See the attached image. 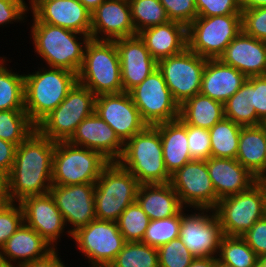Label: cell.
Listing matches in <instances>:
<instances>
[{"label": "cell", "mask_w": 266, "mask_h": 267, "mask_svg": "<svg viewBox=\"0 0 266 267\" xmlns=\"http://www.w3.org/2000/svg\"><path fill=\"white\" fill-rule=\"evenodd\" d=\"M55 144L35 130L17 146L9 172V199L12 202L49 193Z\"/></svg>", "instance_id": "cell-1"}, {"label": "cell", "mask_w": 266, "mask_h": 267, "mask_svg": "<svg viewBox=\"0 0 266 267\" xmlns=\"http://www.w3.org/2000/svg\"><path fill=\"white\" fill-rule=\"evenodd\" d=\"M31 21L30 39L34 51L47 64V68H63L78 74L90 35L38 22L34 17Z\"/></svg>", "instance_id": "cell-2"}, {"label": "cell", "mask_w": 266, "mask_h": 267, "mask_svg": "<svg viewBox=\"0 0 266 267\" xmlns=\"http://www.w3.org/2000/svg\"><path fill=\"white\" fill-rule=\"evenodd\" d=\"M34 71L24 74V107L30 120L37 125L65 99L77 82V74L45 66Z\"/></svg>", "instance_id": "cell-3"}, {"label": "cell", "mask_w": 266, "mask_h": 267, "mask_svg": "<svg viewBox=\"0 0 266 267\" xmlns=\"http://www.w3.org/2000/svg\"><path fill=\"white\" fill-rule=\"evenodd\" d=\"M117 162L140 184L169 183L171 180L164 164L161 136L155 126L148 125L130 138Z\"/></svg>", "instance_id": "cell-4"}, {"label": "cell", "mask_w": 266, "mask_h": 267, "mask_svg": "<svg viewBox=\"0 0 266 267\" xmlns=\"http://www.w3.org/2000/svg\"><path fill=\"white\" fill-rule=\"evenodd\" d=\"M77 82L95 96L123 92L120 57L115 41L90 39L87 42Z\"/></svg>", "instance_id": "cell-5"}, {"label": "cell", "mask_w": 266, "mask_h": 267, "mask_svg": "<svg viewBox=\"0 0 266 267\" xmlns=\"http://www.w3.org/2000/svg\"><path fill=\"white\" fill-rule=\"evenodd\" d=\"M140 183L118 162H110L95 183V214L98 220L116 222L136 201Z\"/></svg>", "instance_id": "cell-6"}, {"label": "cell", "mask_w": 266, "mask_h": 267, "mask_svg": "<svg viewBox=\"0 0 266 267\" xmlns=\"http://www.w3.org/2000/svg\"><path fill=\"white\" fill-rule=\"evenodd\" d=\"M109 163L98 151L58 141L53 152L52 185L96 183Z\"/></svg>", "instance_id": "cell-7"}, {"label": "cell", "mask_w": 266, "mask_h": 267, "mask_svg": "<svg viewBox=\"0 0 266 267\" xmlns=\"http://www.w3.org/2000/svg\"><path fill=\"white\" fill-rule=\"evenodd\" d=\"M225 236H242L266 216V181L258 180L246 191L226 196L214 209Z\"/></svg>", "instance_id": "cell-8"}, {"label": "cell", "mask_w": 266, "mask_h": 267, "mask_svg": "<svg viewBox=\"0 0 266 267\" xmlns=\"http://www.w3.org/2000/svg\"><path fill=\"white\" fill-rule=\"evenodd\" d=\"M95 98L86 86L76 82L58 107L36 125V130L52 141H68L77 126L94 112Z\"/></svg>", "instance_id": "cell-9"}, {"label": "cell", "mask_w": 266, "mask_h": 267, "mask_svg": "<svg viewBox=\"0 0 266 267\" xmlns=\"http://www.w3.org/2000/svg\"><path fill=\"white\" fill-rule=\"evenodd\" d=\"M241 31V14L197 17L187 27V48L201 57L219 59Z\"/></svg>", "instance_id": "cell-10"}, {"label": "cell", "mask_w": 266, "mask_h": 267, "mask_svg": "<svg viewBox=\"0 0 266 267\" xmlns=\"http://www.w3.org/2000/svg\"><path fill=\"white\" fill-rule=\"evenodd\" d=\"M207 58L186 48L182 53L157 61V68L179 106L200 93Z\"/></svg>", "instance_id": "cell-11"}, {"label": "cell", "mask_w": 266, "mask_h": 267, "mask_svg": "<svg viewBox=\"0 0 266 267\" xmlns=\"http://www.w3.org/2000/svg\"><path fill=\"white\" fill-rule=\"evenodd\" d=\"M129 94L147 125L154 126L179 118L180 106L158 68L132 88Z\"/></svg>", "instance_id": "cell-12"}, {"label": "cell", "mask_w": 266, "mask_h": 267, "mask_svg": "<svg viewBox=\"0 0 266 267\" xmlns=\"http://www.w3.org/2000/svg\"><path fill=\"white\" fill-rule=\"evenodd\" d=\"M71 239L88 263L110 264L126 243L117 222L98 219L78 228Z\"/></svg>", "instance_id": "cell-13"}, {"label": "cell", "mask_w": 266, "mask_h": 267, "mask_svg": "<svg viewBox=\"0 0 266 267\" xmlns=\"http://www.w3.org/2000/svg\"><path fill=\"white\" fill-rule=\"evenodd\" d=\"M170 183L184 208L214 210L218 204L207 160L187 162L171 175Z\"/></svg>", "instance_id": "cell-14"}, {"label": "cell", "mask_w": 266, "mask_h": 267, "mask_svg": "<svg viewBox=\"0 0 266 267\" xmlns=\"http://www.w3.org/2000/svg\"><path fill=\"white\" fill-rule=\"evenodd\" d=\"M189 213L181 217L180 239L195 258L217 257L224 234L215 211L196 209Z\"/></svg>", "instance_id": "cell-15"}, {"label": "cell", "mask_w": 266, "mask_h": 267, "mask_svg": "<svg viewBox=\"0 0 266 267\" xmlns=\"http://www.w3.org/2000/svg\"><path fill=\"white\" fill-rule=\"evenodd\" d=\"M50 194L70 228L66 231L72 238L78 228L97 219L95 214V183L76 185H52Z\"/></svg>", "instance_id": "cell-16"}, {"label": "cell", "mask_w": 266, "mask_h": 267, "mask_svg": "<svg viewBox=\"0 0 266 267\" xmlns=\"http://www.w3.org/2000/svg\"><path fill=\"white\" fill-rule=\"evenodd\" d=\"M94 111L115 131L124 144L148 126L129 92L96 96Z\"/></svg>", "instance_id": "cell-17"}, {"label": "cell", "mask_w": 266, "mask_h": 267, "mask_svg": "<svg viewBox=\"0 0 266 267\" xmlns=\"http://www.w3.org/2000/svg\"><path fill=\"white\" fill-rule=\"evenodd\" d=\"M19 203L23 210L24 223L56 249L66 224L50 192L24 198Z\"/></svg>", "instance_id": "cell-18"}, {"label": "cell", "mask_w": 266, "mask_h": 267, "mask_svg": "<svg viewBox=\"0 0 266 267\" xmlns=\"http://www.w3.org/2000/svg\"><path fill=\"white\" fill-rule=\"evenodd\" d=\"M29 11L38 22L90 35L91 12L79 0L29 1Z\"/></svg>", "instance_id": "cell-19"}, {"label": "cell", "mask_w": 266, "mask_h": 267, "mask_svg": "<svg viewBox=\"0 0 266 267\" xmlns=\"http://www.w3.org/2000/svg\"><path fill=\"white\" fill-rule=\"evenodd\" d=\"M134 35L128 0H105L91 13V39L114 41Z\"/></svg>", "instance_id": "cell-20"}, {"label": "cell", "mask_w": 266, "mask_h": 267, "mask_svg": "<svg viewBox=\"0 0 266 267\" xmlns=\"http://www.w3.org/2000/svg\"><path fill=\"white\" fill-rule=\"evenodd\" d=\"M68 142L98 151L110 162H117L124 150V143L95 111L77 126Z\"/></svg>", "instance_id": "cell-21"}, {"label": "cell", "mask_w": 266, "mask_h": 267, "mask_svg": "<svg viewBox=\"0 0 266 267\" xmlns=\"http://www.w3.org/2000/svg\"><path fill=\"white\" fill-rule=\"evenodd\" d=\"M114 41L120 57L123 92H129L157 69V61L138 34Z\"/></svg>", "instance_id": "cell-22"}, {"label": "cell", "mask_w": 266, "mask_h": 267, "mask_svg": "<svg viewBox=\"0 0 266 267\" xmlns=\"http://www.w3.org/2000/svg\"><path fill=\"white\" fill-rule=\"evenodd\" d=\"M219 59L247 78L266 75V42L241 31L226 47Z\"/></svg>", "instance_id": "cell-23"}, {"label": "cell", "mask_w": 266, "mask_h": 267, "mask_svg": "<svg viewBox=\"0 0 266 267\" xmlns=\"http://www.w3.org/2000/svg\"><path fill=\"white\" fill-rule=\"evenodd\" d=\"M207 168L219 200L246 191L258 181L236 159L210 157Z\"/></svg>", "instance_id": "cell-24"}, {"label": "cell", "mask_w": 266, "mask_h": 267, "mask_svg": "<svg viewBox=\"0 0 266 267\" xmlns=\"http://www.w3.org/2000/svg\"><path fill=\"white\" fill-rule=\"evenodd\" d=\"M246 80L244 74L220 59H207L200 93L224 104Z\"/></svg>", "instance_id": "cell-25"}, {"label": "cell", "mask_w": 266, "mask_h": 267, "mask_svg": "<svg viewBox=\"0 0 266 267\" xmlns=\"http://www.w3.org/2000/svg\"><path fill=\"white\" fill-rule=\"evenodd\" d=\"M54 248L24 222L0 249V260L22 266L45 257Z\"/></svg>", "instance_id": "cell-26"}, {"label": "cell", "mask_w": 266, "mask_h": 267, "mask_svg": "<svg viewBox=\"0 0 266 267\" xmlns=\"http://www.w3.org/2000/svg\"><path fill=\"white\" fill-rule=\"evenodd\" d=\"M138 35L156 61L187 48V27L175 21L144 29Z\"/></svg>", "instance_id": "cell-27"}, {"label": "cell", "mask_w": 266, "mask_h": 267, "mask_svg": "<svg viewBox=\"0 0 266 267\" xmlns=\"http://www.w3.org/2000/svg\"><path fill=\"white\" fill-rule=\"evenodd\" d=\"M136 201L150 220L177 215L184 208L170 182L140 184Z\"/></svg>", "instance_id": "cell-28"}, {"label": "cell", "mask_w": 266, "mask_h": 267, "mask_svg": "<svg viewBox=\"0 0 266 267\" xmlns=\"http://www.w3.org/2000/svg\"><path fill=\"white\" fill-rule=\"evenodd\" d=\"M160 133L165 167L170 175L191 161L187 124L180 118L154 125Z\"/></svg>", "instance_id": "cell-29"}, {"label": "cell", "mask_w": 266, "mask_h": 267, "mask_svg": "<svg viewBox=\"0 0 266 267\" xmlns=\"http://www.w3.org/2000/svg\"><path fill=\"white\" fill-rule=\"evenodd\" d=\"M266 125L242 127L236 160L258 180L265 181Z\"/></svg>", "instance_id": "cell-30"}, {"label": "cell", "mask_w": 266, "mask_h": 267, "mask_svg": "<svg viewBox=\"0 0 266 267\" xmlns=\"http://www.w3.org/2000/svg\"><path fill=\"white\" fill-rule=\"evenodd\" d=\"M224 117V104L201 93L187 99L179 107V118L185 124L207 130Z\"/></svg>", "instance_id": "cell-31"}, {"label": "cell", "mask_w": 266, "mask_h": 267, "mask_svg": "<svg viewBox=\"0 0 266 267\" xmlns=\"http://www.w3.org/2000/svg\"><path fill=\"white\" fill-rule=\"evenodd\" d=\"M241 128L225 117L210 128L211 157L236 159Z\"/></svg>", "instance_id": "cell-32"}, {"label": "cell", "mask_w": 266, "mask_h": 267, "mask_svg": "<svg viewBox=\"0 0 266 267\" xmlns=\"http://www.w3.org/2000/svg\"><path fill=\"white\" fill-rule=\"evenodd\" d=\"M5 58L0 56V110L25 109L24 74L7 67Z\"/></svg>", "instance_id": "cell-33"}, {"label": "cell", "mask_w": 266, "mask_h": 267, "mask_svg": "<svg viewBox=\"0 0 266 267\" xmlns=\"http://www.w3.org/2000/svg\"><path fill=\"white\" fill-rule=\"evenodd\" d=\"M36 125L30 120L25 109L0 110V138L17 146L25 141Z\"/></svg>", "instance_id": "cell-34"}, {"label": "cell", "mask_w": 266, "mask_h": 267, "mask_svg": "<svg viewBox=\"0 0 266 267\" xmlns=\"http://www.w3.org/2000/svg\"><path fill=\"white\" fill-rule=\"evenodd\" d=\"M217 260L233 267H258V256L240 236H223Z\"/></svg>", "instance_id": "cell-35"}, {"label": "cell", "mask_w": 266, "mask_h": 267, "mask_svg": "<svg viewBox=\"0 0 266 267\" xmlns=\"http://www.w3.org/2000/svg\"><path fill=\"white\" fill-rule=\"evenodd\" d=\"M128 1L131 9L132 22L137 34L144 29L166 24L170 21L165 8L159 0Z\"/></svg>", "instance_id": "cell-36"}, {"label": "cell", "mask_w": 266, "mask_h": 267, "mask_svg": "<svg viewBox=\"0 0 266 267\" xmlns=\"http://www.w3.org/2000/svg\"><path fill=\"white\" fill-rule=\"evenodd\" d=\"M112 267H159L158 250L142 242H126Z\"/></svg>", "instance_id": "cell-37"}, {"label": "cell", "mask_w": 266, "mask_h": 267, "mask_svg": "<svg viewBox=\"0 0 266 267\" xmlns=\"http://www.w3.org/2000/svg\"><path fill=\"white\" fill-rule=\"evenodd\" d=\"M183 208L177 215L158 219L150 220V223L145 231L142 243L159 248L171 240L179 237L181 217L185 214L187 209Z\"/></svg>", "instance_id": "cell-38"}, {"label": "cell", "mask_w": 266, "mask_h": 267, "mask_svg": "<svg viewBox=\"0 0 266 267\" xmlns=\"http://www.w3.org/2000/svg\"><path fill=\"white\" fill-rule=\"evenodd\" d=\"M224 116L242 127L257 126V113L248 102V78L224 103Z\"/></svg>", "instance_id": "cell-39"}, {"label": "cell", "mask_w": 266, "mask_h": 267, "mask_svg": "<svg viewBox=\"0 0 266 267\" xmlns=\"http://www.w3.org/2000/svg\"><path fill=\"white\" fill-rule=\"evenodd\" d=\"M116 222L126 242H142L150 218L135 201L121 213Z\"/></svg>", "instance_id": "cell-40"}, {"label": "cell", "mask_w": 266, "mask_h": 267, "mask_svg": "<svg viewBox=\"0 0 266 267\" xmlns=\"http://www.w3.org/2000/svg\"><path fill=\"white\" fill-rule=\"evenodd\" d=\"M157 250L159 267H189L195 258L180 237L162 245Z\"/></svg>", "instance_id": "cell-41"}, {"label": "cell", "mask_w": 266, "mask_h": 267, "mask_svg": "<svg viewBox=\"0 0 266 267\" xmlns=\"http://www.w3.org/2000/svg\"><path fill=\"white\" fill-rule=\"evenodd\" d=\"M187 139L192 160L206 161L211 157L209 130L187 125Z\"/></svg>", "instance_id": "cell-42"}, {"label": "cell", "mask_w": 266, "mask_h": 267, "mask_svg": "<svg viewBox=\"0 0 266 267\" xmlns=\"http://www.w3.org/2000/svg\"><path fill=\"white\" fill-rule=\"evenodd\" d=\"M170 21L188 27L197 17L195 0H159Z\"/></svg>", "instance_id": "cell-43"}, {"label": "cell", "mask_w": 266, "mask_h": 267, "mask_svg": "<svg viewBox=\"0 0 266 267\" xmlns=\"http://www.w3.org/2000/svg\"><path fill=\"white\" fill-rule=\"evenodd\" d=\"M248 102L257 113V126L266 122V75L248 77Z\"/></svg>", "instance_id": "cell-44"}, {"label": "cell", "mask_w": 266, "mask_h": 267, "mask_svg": "<svg viewBox=\"0 0 266 267\" xmlns=\"http://www.w3.org/2000/svg\"><path fill=\"white\" fill-rule=\"evenodd\" d=\"M24 222L20 203L11 202L0 213V249Z\"/></svg>", "instance_id": "cell-45"}, {"label": "cell", "mask_w": 266, "mask_h": 267, "mask_svg": "<svg viewBox=\"0 0 266 267\" xmlns=\"http://www.w3.org/2000/svg\"><path fill=\"white\" fill-rule=\"evenodd\" d=\"M242 31L266 42V7L245 10L241 13Z\"/></svg>", "instance_id": "cell-46"}, {"label": "cell", "mask_w": 266, "mask_h": 267, "mask_svg": "<svg viewBox=\"0 0 266 267\" xmlns=\"http://www.w3.org/2000/svg\"><path fill=\"white\" fill-rule=\"evenodd\" d=\"M198 17L241 14L239 0H195Z\"/></svg>", "instance_id": "cell-47"}, {"label": "cell", "mask_w": 266, "mask_h": 267, "mask_svg": "<svg viewBox=\"0 0 266 267\" xmlns=\"http://www.w3.org/2000/svg\"><path fill=\"white\" fill-rule=\"evenodd\" d=\"M28 11L25 0H0V26L5 27L14 22H26Z\"/></svg>", "instance_id": "cell-48"}, {"label": "cell", "mask_w": 266, "mask_h": 267, "mask_svg": "<svg viewBox=\"0 0 266 267\" xmlns=\"http://www.w3.org/2000/svg\"><path fill=\"white\" fill-rule=\"evenodd\" d=\"M258 257L266 255V216L241 236Z\"/></svg>", "instance_id": "cell-49"}, {"label": "cell", "mask_w": 266, "mask_h": 267, "mask_svg": "<svg viewBox=\"0 0 266 267\" xmlns=\"http://www.w3.org/2000/svg\"><path fill=\"white\" fill-rule=\"evenodd\" d=\"M17 145L0 138V168L10 172L15 160Z\"/></svg>", "instance_id": "cell-50"}, {"label": "cell", "mask_w": 266, "mask_h": 267, "mask_svg": "<svg viewBox=\"0 0 266 267\" xmlns=\"http://www.w3.org/2000/svg\"><path fill=\"white\" fill-rule=\"evenodd\" d=\"M60 250L58 248L53 249L45 257L31 261L30 263L24 264L20 267H66L64 261L58 256Z\"/></svg>", "instance_id": "cell-51"}, {"label": "cell", "mask_w": 266, "mask_h": 267, "mask_svg": "<svg viewBox=\"0 0 266 267\" xmlns=\"http://www.w3.org/2000/svg\"><path fill=\"white\" fill-rule=\"evenodd\" d=\"M0 197L9 198V172L0 168Z\"/></svg>", "instance_id": "cell-52"}, {"label": "cell", "mask_w": 266, "mask_h": 267, "mask_svg": "<svg viewBox=\"0 0 266 267\" xmlns=\"http://www.w3.org/2000/svg\"><path fill=\"white\" fill-rule=\"evenodd\" d=\"M217 265V257H197L194 258L189 267H215Z\"/></svg>", "instance_id": "cell-53"}, {"label": "cell", "mask_w": 266, "mask_h": 267, "mask_svg": "<svg viewBox=\"0 0 266 267\" xmlns=\"http://www.w3.org/2000/svg\"><path fill=\"white\" fill-rule=\"evenodd\" d=\"M241 12L250 9L266 7V0H239Z\"/></svg>", "instance_id": "cell-54"}, {"label": "cell", "mask_w": 266, "mask_h": 267, "mask_svg": "<svg viewBox=\"0 0 266 267\" xmlns=\"http://www.w3.org/2000/svg\"><path fill=\"white\" fill-rule=\"evenodd\" d=\"M91 13L105 0H79Z\"/></svg>", "instance_id": "cell-55"}, {"label": "cell", "mask_w": 266, "mask_h": 267, "mask_svg": "<svg viewBox=\"0 0 266 267\" xmlns=\"http://www.w3.org/2000/svg\"><path fill=\"white\" fill-rule=\"evenodd\" d=\"M9 198L0 197V213L11 203Z\"/></svg>", "instance_id": "cell-56"}, {"label": "cell", "mask_w": 266, "mask_h": 267, "mask_svg": "<svg viewBox=\"0 0 266 267\" xmlns=\"http://www.w3.org/2000/svg\"><path fill=\"white\" fill-rule=\"evenodd\" d=\"M258 267H266V255L258 257Z\"/></svg>", "instance_id": "cell-57"}, {"label": "cell", "mask_w": 266, "mask_h": 267, "mask_svg": "<svg viewBox=\"0 0 266 267\" xmlns=\"http://www.w3.org/2000/svg\"><path fill=\"white\" fill-rule=\"evenodd\" d=\"M89 267H112L111 264H102V263H88Z\"/></svg>", "instance_id": "cell-58"}, {"label": "cell", "mask_w": 266, "mask_h": 267, "mask_svg": "<svg viewBox=\"0 0 266 267\" xmlns=\"http://www.w3.org/2000/svg\"><path fill=\"white\" fill-rule=\"evenodd\" d=\"M0 267H20L18 265H14V264H11V263H8V262H3L0 260Z\"/></svg>", "instance_id": "cell-59"}, {"label": "cell", "mask_w": 266, "mask_h": 267, "mask_svg": "<svg viewBox=\"0 0 266 267\" xmlns=\"http://www.w3.org/2000/svg\"><path fill=\"white\" fill-rule=\"evenodd\" d=\"M215 267H225V264L217 260V265Z\"/></svg>", "instance_id": "cell-60"}, {"label": "cell", "mask_w": 266, "mask_h": 267, "mask_svg": "<svg viewBox=\"0 0 266 267\" xmlns=\"http://www.w3.org/2000/svg\"><path fill=\"white\" fill-rule=\"evenodd\" d=\"M28 1H55V0H28Z\"/></svg>", "instance_id": "cell-61"}, {"label": "cell", "mask_w": 266, "mask_h": 267, "mask_svg": "<svg viewBox=\"0 0 266 267\" xmlns=\"http://www.w3.org/2000/svg\"><path fill=\"white\" fill-rule=\"evenodd\" d=\"M266 150V149H265ZM266 154V153H265ZM265 181H266V160H265Z\"/></svg>", "instance_id": "cell-62"}]
</instances>
